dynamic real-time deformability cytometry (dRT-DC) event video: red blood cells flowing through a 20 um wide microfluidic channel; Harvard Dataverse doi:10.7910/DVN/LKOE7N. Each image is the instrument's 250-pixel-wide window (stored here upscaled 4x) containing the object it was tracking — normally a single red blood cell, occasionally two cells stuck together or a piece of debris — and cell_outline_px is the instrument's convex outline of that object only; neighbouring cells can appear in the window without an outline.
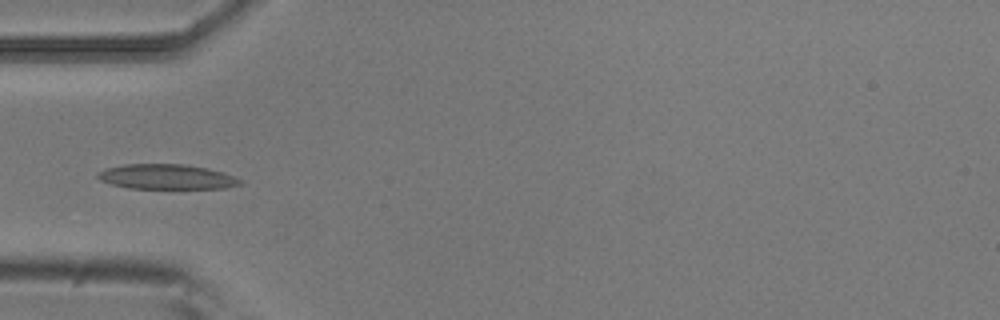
{"species": "common noctule bat (a hibernating species)", "species_latin": "Nyctalus noctula", "temperature_condition": "room temperature", "stored_images_in_passage": 5, "camera_frame_rate_fps": 3000, "um_per_image_px": 0.085, "animal": {"sex": "male", "body_mass_g": 20.5, "forearm_length_mm": 52.5}, "frame": {"image": 1, "passage_image": 5, "time_ms": 1.333, "image_size_px": [1000, 320], "cell_outline_px": [[244, 184], [224, 188], [128, 188], [112, 184], [100, 180], [96, 176], [96, 172], [104, 168], [124, 164], [184, 164], [208, 168], [224, 172], [244, 180]], "centroid_in_image_um": [14.18, 15.02], "position_along_channel_um": 70.8, "area_um2": 20.92}}